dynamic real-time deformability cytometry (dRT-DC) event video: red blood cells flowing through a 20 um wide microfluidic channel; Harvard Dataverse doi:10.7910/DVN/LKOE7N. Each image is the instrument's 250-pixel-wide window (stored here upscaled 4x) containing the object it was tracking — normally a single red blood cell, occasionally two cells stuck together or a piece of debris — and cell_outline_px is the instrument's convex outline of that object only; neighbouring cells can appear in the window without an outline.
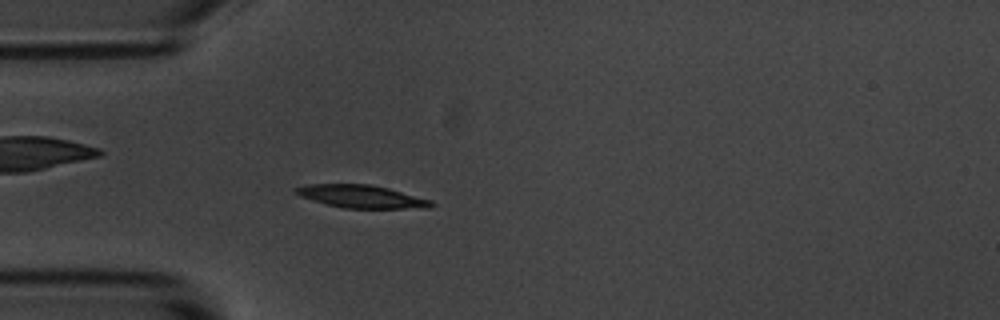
{"species": "common noctule bat (a hibernating species)", "species_latin": "Nyctalus noctula", "temperature_condition": "room temperature", "stored_images_in_passage": 54, "camera_frame_rate_fps": 3000, "um_per_image_px": 0.085, "animal": {"sex": "male", "body_mass_g": 20.1, "forearm_length_mm": 53.5}, "frame": {"image": 1, "passage_image": 15, "time_ms": 4.667, "image_size_px": [1000, 320], "cell_outline_px": [[436, 204], [428, 208], [344, 208], [328, 204], [300, 196], [292, 192], [292, 188], [308, 184], [372, 184], [388, 188], [432, 200]], "centroid_in_image_um": [30.72, 16.69], "position_along_channel_um": 54.3, "area_um2": 18.03}}
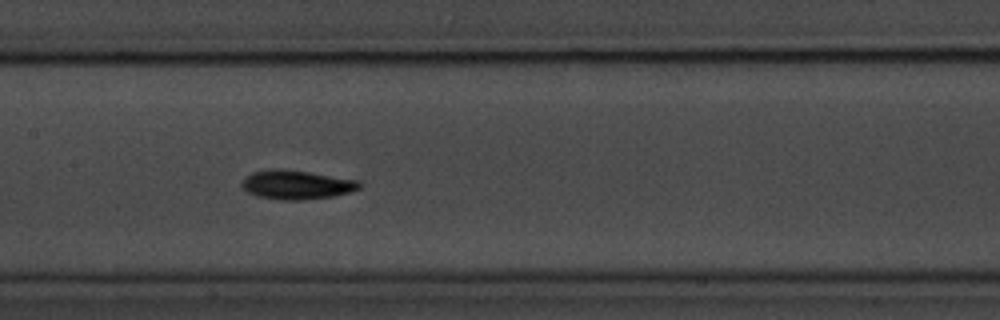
{"frame": {"image": 2, "passage_image": 26, "time_ms": 8.333, "image_size_px": [1000, 320], "cell_outline_px": [[360, 188], [336, 196], [304, 200], [280, 200], [256, 196], [248, 192], [240, 184], [244, 176], [252, 172], [272, 168], [280, 168], [308, 172], [360, 180]], "centroid_in_image_um": [25.17, 15.7], "position_along_channel_um": 182.2, "area_um2": 20.11}}
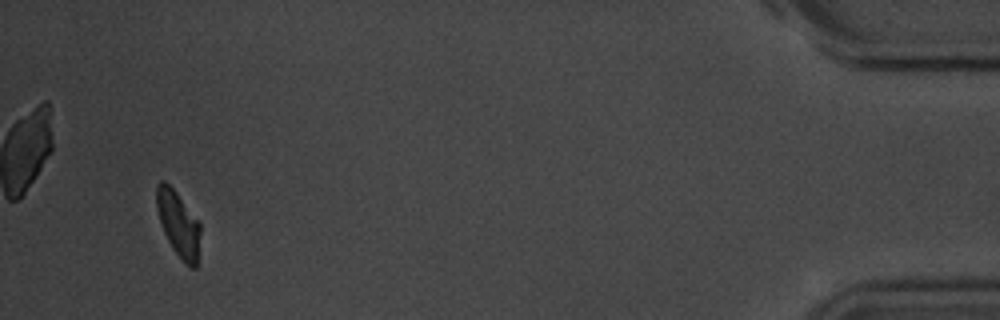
{"frame": {"image": 3, "passage_image": 52, "time_ms": 17.0, "image_size_px": [1000, 320], "cell_outline_px": [[200, 232], [196, 268], [192, 268], [184, 264], [172, 248], [164, 232], [156, 208], [156, 184], [160, 180], [164, 180], [176, 192], [200, 220]], "centroid_in_image_um": [15.16, 19.02], "position_along_channel_um": 420.0, "area_um2": 16.82}, "authors_computed_cell_mechanics": {"area_um2": 18.0336, "velocity_mm_per_s": 3.6424, "shape_relaxation_time_tau1_ms": 2.0348, "shape_relaxation_time_tau2_ms": 6.5819, "deformation_change_tau1": 0.164, "deformation_change_tau2": 0.1022}}